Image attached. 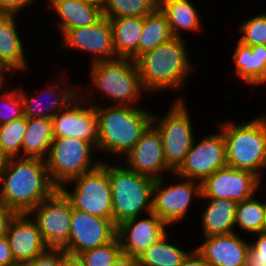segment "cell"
I'll list each match as a JSON object with an SVG mask.
<instances>
[{"instance_id":"6da1fadb","label":"cell","mask_w":266,"mask_h":266,"mask_svg":"<svg viewBox=\"0 0 266 266\" xmlns=\"http://www.w3.org/2000/svg\"><path fill=\"white\" fill-rule=\"evenodd\" d=\"M57 189L45 160L22 157L2 160L0 202L17 214L29 213Z\"/></svg>"},{"instance_id":"7a4b0ae2","label":"cell","mask_w":266,"mask_h":266,"mask_svg":"<svg viewBox=\"0 0 266 266\" xmlns=\"http://www.w3.org/2000/svg\"><path fill=\"white\" fill-rule=\"evenodd\" d=\"M186 42L184 38L172 37L135 60L142 86L148 94L180 93L185 87L187 89L185 85L198 63L191 61Z\"/></svg>"},{"instance_id":"3957f363","label":"cell","mask_w":266,"mask_h":266,"mask_svg":"<svg viewBox=\"0 0 266 266\" xmlns=\"http://www.w3.org/2000/svg\"><path fill=\"white\" fill-rule=\"evenodd\" d=\"M89 67L88 75L91 86L89 88L80 87L79 91L88 103L127 106H138L139 104L141 106L140 102L143 101L144 95H148L142 86L136 62L132 59L115 58L96 61L89 64ZM101 99L103 100L101 101Z\"/></svg>"},{"instance_id":"277c9868","label":"cell","mask_w":266,"mask_h":266,"mask_svg":"<svg viewBox=\"0 0 266 266\" xmlns=\"http://www.w3.org/2000/svg\"><path fill=\"white\" fill-rule=\"evenodd\" d=\"M97 112V152L111 158L129 153L152 124L153 112L142 106L95 105ZM101 152V153H99ZM121 159V160H120Z\"/></svg>"},{"instance_id":"5b68a950","label":"cell","mask_w":266,"mask_h":266,"mask_svg":"<svg viewBox=\"0 0 266 266\" xmlns=\"http://www.w3.org/2000/svg\"><path fill=\"white\" fill-rule=\"evenodd\" d=\"M231 120L216 121L226 147L227 166L246 170L265 181L266 170V113L239 123Z\"/></svg>"},{"instance_id":"8992f818","label":"cell","mask_w":266,"mask_h":266,"mask_svg":"<svg viewBox=\"0 0 266 266\" xmlns=\"http://www.w3.org/2000/svg\"><path fill=\"white\" fill-rule=\"evenodd\" d=\"M113 162L108 160V178L113 196L112 220L118 226L152 212L155 180L129 170L121 161Z\"/></svg>"},{"instance_id":"52a82bcc","label":"cell","mask_w":266,"mask_h":266,"mask_svg":"<svg viewBox=\"0 0 266 266\" xmlns=\"http://www.w3.org/2000/svg\"><path fill=\"white\" fill-rule=\"evenodd\" d=\"M186 102L184 97L178 95L170 101L172 104L169 103L164 115L153 112L152 125L161 135L165 161L174 172L184 162L194 139H199L196 138L195 124H192L194 121Z\"/></svg>"},{"instance_id":"ba28073f","label":"cell","mask_w":266,"mask_h":266,"mask_svg":"<svg viewBox=\"0 0 266 266\" xmlns=\"http://www.w3.org/2000/svg\"><path fill=\"white\" fill-rule=\"evenodd\" d=\"M96 147L75 137H54L46 165L53 184L60 189L72 179L98 167L102 159ZM95 156V157H94Z\"/></svg>"},{"instance_id":"9c48e42d","label":"cell","mask_w":266,"mask_h":266,"mask_svg":"<svg viewBox=\"0 0 266 266\" xmlns=\"http://www.w3.org/2000/svg\"><path fill=\"white\" fill-rule=\"evenodd\" d=\"M60 190L69 199L72 208L112 219L113 196L108 178L107 160L103 159L98 167L72 179Z\"/></svg>"},{"instance_id":"30bf717a","label":"cell","mask_w":266,"mask_h":266,"mask_svg":"<svg viewBox=\"0 0 266 266\" xmlns=\"http://www.w3.org/2000/svg\"><path fill=\"white\" fill-rule=\"evenodd\" d=\"M172 177L177 179L171 184L166 182L168 175L155 180L152 200V212L169 228L181 223L191 211V206L196 203L193 202L194 199H200L202 195L200 182L184 179L175 174Z\"/></svg>"},{"instance_id":"8fae6325","label":"cell","mask_w":266,"mask_h":266,"mask_svg":"<svg viewBox=\"0 0 266 266\" xmlns=\"http://www.w3.org/2000/svg\"><path fill=\"white\" fill-rule=\"evenodd\" d=\"M65 72L66 70L60 69L58 73L63 74L62 76L53 73L56 76H52L54 78L40 89V93L36 91H33V94L29 93L19 84V94L22 98L23 112L26 118H52L80 95V86L69 83V78L66 77L67 72Z\"/></svg>"},{"instance_id":"7c38bea8","label":"cell","mask_w":266,"mask_h":266,"mask_svg":"<svg viewBox=\"0 0 266 266\" xmlns=\"http://www.w3.org/2000/svg\"><path fill=\"white\" fill-rule=\"evenodd\" d=\"M36 222L48 249H64L68 245L72 205L57 189L28 213Z\"/></svg>"},{"instance_id":"4fadbf2b","label":"cell","mask_w":266,"mask_h":266,"mask_svg":"<svg viewBox=\"0 0 266 266\" xmlns=\"http://www.w3.org/2000/svg\"><path fill=\"white\" fill-rule=\"evenodd\" d=\"M216 128L219 132L204 135L199 141L194 139L184 162L174 172L175 175L202 184L216 170L227 166L224 136Z\"/></svg>"},{"instance_id":"5bb4252c","label":"cell","mask_w":266,"mask_h":266,"mask_svg":"<svg viewBox=\"0 0 266 266\" xmlns=\"http://www.w3.org/2000/svg\"><path fill=\"white\" fill-rule=\"evenodd\" d=\"M263 181L254 173L225 166L216 170L201 184L200 199L247 200L260 192Z\"/></svg>"},{"instance_id":"9a60e30c","label":"cell","mask_w":266,"mask_h":266,"mask_svg":"<svg viewBox=\"0 0 266 266\" xmlns=\"http://www.w3.org/2000/svg\"><path fill=\"white\" fill-rule=\"evenodd\" d=\"M117 237V226L112 219L87 214L72 208L71 227L65 252L80 253L103 246Z\"/></svg>"},{"instance_id":"2e32d148","label":"cell","mask_w":266,"mask_h":266,"mask_svg":"<svg viewBox=\"0 0 266 266\" xmlns=\"http://www.w3.org/2000/svg\"><path fill=\"white\" fill-rule=\"evenodd\" d=\"M60 41V49L89 54L90 64L116 58L112 26L104 16L94 25L68 30Z\"/></svg>"},{"instance_id":"e0dca14e","label":"cell","mask_w":266,"mask_h":266,"mask_svg":"<svg viewBox=\"0 0 266 266\" xmlns=\"http://www.w3.org/2000/svg\"><path fill=\"white\" fill-rule=\"evenodd\" d=\"M122 161L129 170L153 180L174 174L165 161L161 135L152 124Z\"/></svg>"},{"instance_id":"ac0fdd59","label":"cell","mask_w":266,"mask_h":266,"mask_svg":"<svg viewBox=\"0 0 266 266\" xmlns=\"http://www.w3.org/2000/svg\"><path fill=\"white\" fill-rule=\"evenodd\" d=\"M54 137H75L91 142L97 149L98 126L95 105L79 95L52 118Z\"/></svg>"},{"instance_id":"d6986e66","label":"cell","mask_w":266,"mask_h":266,"mask_svg":"<svg viewBox=\"0 0 266 266\" xmlns=\"http://www.w3.org/2000/svg\"><path fill=\"white\" fill-rule=\"evenodd\" d=\"M167 229L169 227L153 212L122 222L117 226V237L123 255L136 260L159 241L168 232Z\"/></svg>"},{"instance_id":"ffe728a7","label":"cell","mask_w":266,"mask_h":266,"mask_svg":"<svg viewBox=\"0 0 266 266\" xmlns=\"http://www.w3.org/2000/svg\"><path fill=\"white\" fill-rule=\"evenodd\" d=\"M6 236L13 258L19 266L48 250L38 225L28 213L15 215Z\"/></svg>"},{"instance_id":"44dd1931","label":"cell","mask_w":266,"mask_h":266,"mask_svg":"<svg viewBox=\"0 0 266 266\" xmlns=\"http://www.w3.org/2000/svg\"><path fill=\"white\" fill-rule=\"evenodd\" d=\"M197 250L204 256L210 266H244L250 240L238 233L201 237Z\"/></svg>"},{"instance_id":"7402d4cb","label":"cell","mask_w":266,"mask_h":266,"mask_svg":"<svg viewBox=\"0 0 266 266\" xmlns=\"http://www.w3.org/2000/svg\"><path fill=\"white\" fill-rule=\"evenodd\" d=\"M18 16L0 14V62L13 75L15 72L24 74L31 69L25 51L27 45H25L26 42H23V37H21V32L18 29L20 28L18 25L20 17Z\"/></svg>"},{"instance_id":"603a6c76","label":"cell","mask_w":266,"mask_h":266,"mask_svg":"<svg viewBox=\"0 0 266 266\" xmlns=\"http://www.w3.org/2000/svg\"><path fill=\"white\" fill-rule=\"evenodd\" d=\"M45 5L56 15V25L60 37L68 30L87 27L97 23L102 17V8L78 0H46Z\"/></svg>"},{"instance_id":"cb8c5ba5","label":"cell","mask_w":266,"mask_h":266,"mask_svg":"<svg viewBox=\"0 0 266 266\" xmlns=\"http://www.w3.org/2000/svg\"><path fill=\"white\" fill-rule=\"evenodd\" d=\"M231 55L234 75L246 85H266V45L248 46L238 39Z\"/></svg>"},{"instance_id":"d4e9b609","label":"cell","mask_w":266,"mask_h":266,"mask_svg":"<svg viewBox=\"0 0 266 266\" xmlns=\"http://www.w3.org/2000/svg\"><path fill=\"white\" fill-rule=\"evenodd\" d=\"M204 206L200 215L202 237L235 233L237 202L231 199H200Z\"/></svg>"},{"instance_id":"484cf974","label":"cell","mask_w":266,"mask_h":266,"mask_svg":"<svg viewBox=\"0 0 266 266\" xmlns=\"http://www.w3.org/2000/svg\"><path fill=\"white\" fill-rule=\"evenodd\" d=\"M192 0H159V8L166 15L171 33L174 37L184 38V32L198 33L202 15ZM184 31V32H183ZM183 32V33H182Z\"/></svg>"},{"instance_id":"4316f807","label":"cell","mask_w":266,"mask_h":266,"mask_svg":"<svg viewBox=\"0 0 266 266\" xmlns=\"http://www.w3.org/2000/svg\"><path fill=\"white\" fill-rule=\"evenodd\" d=\"M113 31L116 58H138V43L143 28L142 17H119L109 19Z\"/></svg>"},{"instance_id":"83f0119b","label":"cell","mask_w":266,"mask_h":266,"mask_svg":"<svg viewBox=\"0 0 266 266\" xmlns=\"http://www.w3.org/2000/svg\"><path fill=\"white\" fill-rule=\"evenodd\" d=\"M53 139L51 118H27V129L21 146V157L46 160Z\"/></svg>"},{"instance_id":"f1b7e54d","label":"cell","mask_w":266,"mask_h":266,"mask_svg":"<svg viewBox=\"0 0 266 266\" xmlns=\"http://www.w3.org/2000/svg\"><path fill=\"white\" fill-rule=\"evenodd\" d=\"M171 233L167 232L159 241L152 244L146 249L137 259V266H180L189 250L181 247L179 244L175 245L172 242ZM169 235V236H168ZM169 239V240H168Z\"/></svg>"},{"instance_id":"f546056e","label":"cell","mask_w":266,"mask_h":266,"mask_svg":"<svg viewBox=\"0 0 266 266\" xmlns=\"http://www.w3.org/2000/svg\"><path fill=\"white\" fill-rule=\"evenodd\" d=\"M174 37L166 15L158 7L153 13L143 18V28L138 43V57L153 50L160 44Z\"/></svg>"},{"instance_id":"4dcf8cb0","label":"cell","mask_w":266,"mask_h":266,"mask_svg":"<svg viewBox=\"0 0 266 266\" xmlns=\"http://www.w3.org/2000/svg\"><path fill=\"white\" fill-rule=\"evenodd\" d=\"M256 196L255 194L251 198L237 203L235 213L236 233H240L241 230L250 236L262 232L265 220V205L264 200L260 197L257 199Z\"/></svg>"},{"instance_id":"1f68e13d","label":"cell","mask_w":266,"mask_h":266,"mask_svg":"<svg viewBox=\"0 0 266 266\" xmlns=\"http://www.w3.org/2000/svg\"><path fill=\"white\" fill-rule=\"evenodd\" d=\"M159 7V0H107L102 8L105 18L146 17Z\"/></svg>"},{"instance_id":"d6a6232c","label":"cell","mask_w":266,"mask_h":266,"mask_svg":"<svg viewBox=\"0 0 266 266\" xmlns=\"http://www.w3.org/2000/svg\"><path fill=\"white\" fill-rule=\"evenodd\" d=\"M27 129V118L0 125V158L2 160L21 157V146Z\"/></svg>"},{"instance_id":"836d02e7","label":"cell","mask_w":266,"mask_h":266,"mask_svg":"<svg viewBox=\"0 0 266 266\" xmlns=\"http://www.w3.org/2000/svg\"><path fill=\"white\" fill-rule=\"evenodd\" d=\"M7 82L9 81L0 84V125L24 116L22 98L19 94V83L16 87H13L12 83Z\"/></svg>"},{"instance_id":"e575fe53","label":"cell","mask_w":266,"mask_h":266,"mask_svg":"<svg viewBox=\"0 0 266 266\" xmlns=\"http://www.w3.org/2000/svg\"><path fill=\"white\" fill-rule=\"evenodd\" d=\"M84 266H110L123 256L122 248L118 237L111 242L86 250L78 255Z\"/></svg>"},{"instance_id":"d590c367","label":"cell","mask_w":266,"mask_h":266,"mask_svg":"<svg viewBox=\"0 0 266 266\" xmlns=\"http://www.w3.org/2000/svg\"><path fill=\"white\" fill-rule=\"evenodd\" d=\"M240 37L238 40L245 45L254 47L266 45V12L249 16L239 24Z\"/></svg>"},{"instance_id":"8d00e7d4","label":"cell","mask_w":266,"mask_h":266,"mask_svg":"<svg viewBox=\"0 0 266 266\" xmlns=\"http://www.w3.org/2000/svg\"><path fill=\"white\" fill-rule=\"evenodd\" d=\"M253 242L250 241V248L244 266H266V233L252 234ZM255 240V241H254Z\"/></svg>"},{"instance_id":"74e56055","label":"cell","mask_w":266,"mask_h":266,"mask_svg":"<svg viewBox=\"0 0 266 266\" xmlns=\"http://www.w3.org/2000/svg\"><path fill=\"white\" fill-rule=\"evenodd\" d=\"M20 266H61V249H48L40 256Z\"/></svg>"},{"instance_id":"f35d334b","label":"cell","mask_w":266,"mask_h":266,"mask_svg":"<svg viewBox=\"0 0 266 266\" xmlns=\"http://www.w3.org/2000/svg\"><path fill=\"white\" fill-rule=\"evenodd\" d=\"M37 0H0V14L19 15L24 9L31 8Z\"/></svg>"},{"instance_id":"ab89813d","label":"cell","mask_w":266,"mask_h":266,"mask_svg":"<svg viewBox=\"0 0 266 266\" xmlns=\"http://www.w3.org/2000/svg\"><path fill=\"white\" fill-rule=\"evenodd\" d=\"M0 266H19L13 258L6 235L0 237Z\"/></svg>"},{"instance_id":"60d3db41","label":"cell","mask_w":266,"mask_h":266,"mask_svg":"<svg viewBox=\"0 0 266 266\" xmlns=\"http://www.w3.org/2000/svg\"><path fill=\"white\" fill-rule=\"evenodd\" d=\"M16 214L14 210L0 202V237L6 235L10 222Z\"/></svg>"},{"instance_id":"b9f144b4","label":"cell","mask_w":266,"mask_h":266,"mask_svg":"<svg viewBox=\"0 0 266 266\" xmlns=\"http://www.w3.org/2000/svg\"><path fill=\"white\" fill-rule=\"evenodd\" d=\"M180 266H210V265L205 260L204 256L195 247L188 253V255L185 257Z\"/></svg>"},{"instance_id":"7bdbcfd3","label":"cell","mask_w":266,"mask_h":266,"mask_svg":"<svg viewBox=\"0 0 266 266\" xmlns=\"http://www.w3.org/2000/svg\"><path fill=\"white\" fill-rule=\"evenodd\" d=\"M61 266H84L78 255L70 254L61 249Z\"/></svg>"},{"instance_id":"ee69618b","label":"cell","mask_w":266,"mask_h":266,"mask_svg":"<svg viewBox=\"0 0 266 266\" xmlns=\"http://www.w3.org/2000/svg\"><path fill=\"white\" fill-rule=\"evenodd\" d=\"M110 266H136V260L123 255L119 260Z\"/></svg>"},{"instance_id":"f6af8a7d","label":"cell","mask_w":266,"mask_h":266,"mask_svg":"<svg viewBox=\"0 0 266 266\" xmlns=\"http://www.w3.org/2000/svg\"><path fill=\"white\" fill-rule=\"evenodd\" d=\"M12 75L13 74L0 62V79L3 82H6L7 80L10 81ZM6 76H9L10 79H7L8 77Z\"/></svg>"},{"instance_id":"bcb514c9","label":"cell","mask_w":266,"mask_h":266,"mask_svg":"<svg viewBox=\"0 0 266 266\" xmlns=\"http://www.w3.org/2000/svg\"><path fill=\"white\" fill-rule=\"evenodd\" d=\"M78 1L103 8L107 0H78Z\"/></svg>"},{"instance_id":"7dc6e473","label":"cell","mask_w":266,"mask_h":266,"mask_svg":"<svg viewBox=\"0 0 266 266\" xmlns=\"http://www.w3.org/2000/svg\"><path fill=\"white\" fill-rule=\"evenodd\" d=\"M262 199H265L264 200V205H265V220H264V224H263V227H262V232L263 233H266V197L264 198H262Z\"/></svg>"}]
</instances>
